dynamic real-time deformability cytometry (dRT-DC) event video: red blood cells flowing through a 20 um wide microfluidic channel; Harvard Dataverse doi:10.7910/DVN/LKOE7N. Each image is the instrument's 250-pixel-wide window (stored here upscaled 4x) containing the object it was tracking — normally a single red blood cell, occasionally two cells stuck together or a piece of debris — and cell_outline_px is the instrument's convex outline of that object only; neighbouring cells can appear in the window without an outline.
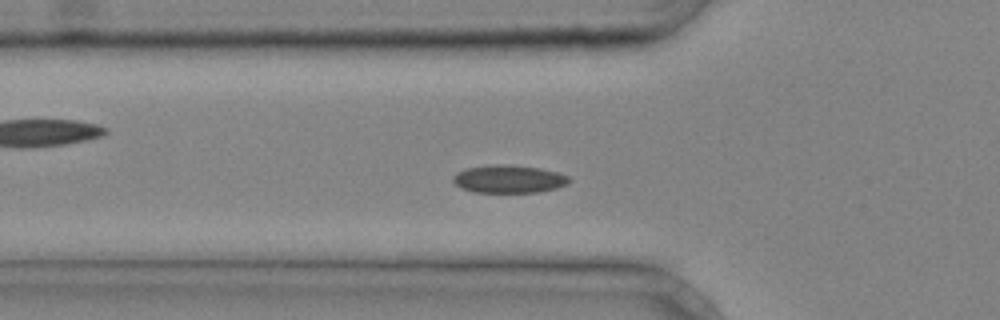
{"species": "common noctule bat (a hibernating species)", "species_latin": "Nyctalus noctula", "temperature_condition": "cold", "stored_images_in_passage": 30, "camera_frame_rate_fps": 3000, "um_per_image_px": 0.085, "animal": {"sex": "male", "body_mass_g": 20.4}, "frame": {"image": 1, "passage_image": 4, "time_ms": 1.0, "image_size_px": [1000, 320], "cell_outline_px": [[572, 180], [568, 184], [556, 188], [540, 192], [472, 192], [460, 188], [452, 180], [452, 176], [456, 172], [468, 168], [496, 164], [508, 164], [540, 168], [556, 172], [568, 176]], "centroid_in_image_um": [43.25, 15.22], "position_along_channel_um": 82.6, "area_um2": 18.96}}
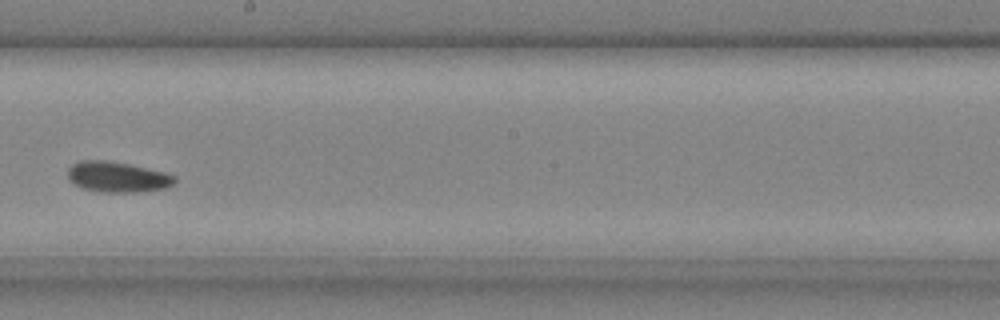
{"frame": {"image": 2, "passage_image": 14, "time_ms": 4.333, "image_size_px": [1000, 320], "cell_outline_px": [[176, 180], [168, 188], [140, 192], [104, 192], [80, 188], [72, 184], [68, 176], [68, 168], [72, 164], [80, 160], [108, 160], [128, 164], [164, 172], [176, 176]], "centroid_in_image_um": [9.96, 15.04], "position_along_channel_um": 238.2, "area_um2": 19.19}}
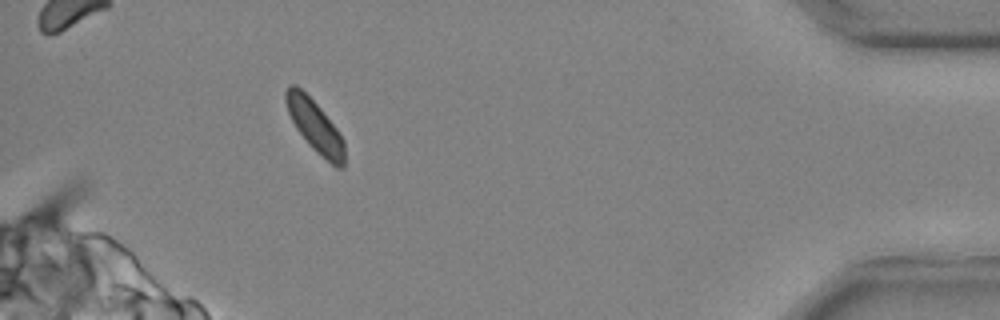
{"frame": {"image": 3, "passage_image": 28, "time_ms": 9.0, "image_size_px": [1000, 320], "cell_outline_px": [[344, 168], [336, 168], [316, 152], [308, 144], [296, 128], [288, 112], [284, 100], [284, 92], [288, 84], [296, 84], [320, 108], [336, 128], [344, 140]], "centroid_in_image_um": [26.75, 10.72], "position_along_channel_um": 408.4, "area_um2": 17.74}}